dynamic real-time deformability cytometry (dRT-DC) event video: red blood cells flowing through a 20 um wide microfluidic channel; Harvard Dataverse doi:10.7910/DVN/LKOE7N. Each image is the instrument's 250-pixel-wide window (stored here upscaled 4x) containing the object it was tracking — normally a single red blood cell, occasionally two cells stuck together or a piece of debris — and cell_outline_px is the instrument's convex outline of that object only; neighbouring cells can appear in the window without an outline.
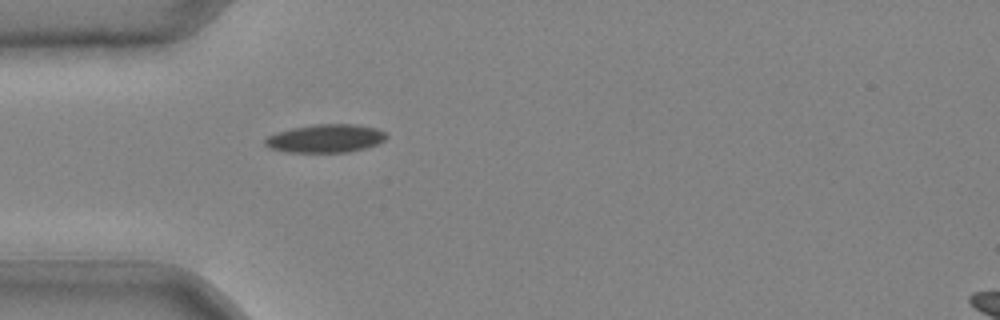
{"species": "common noctule bat (a hibernating species)", "species_latin": "Nyctalus noctula", "temperature_condition": "cold", "stored_images_in_passage": 28, "camera_frame_rate_fps": 3000, "um_per_image_px": 0.085, "animal": {"sex": "male", "body_mass_g": 20.4}, "frame": {"image": 1, "passage_image": 1, "time_ms": 0.0, "image_size_px": [1000, 320], "cell_outline_px": [[388, 136], [384, 140], [376, 144], [364, 148], [348, 152], [284, 152], [268, 148], [264, 144], [264, 140], [268, 136], [292, 128], [316, 124], [356, 124], [376, 128], [384, 132]], "centroid_in_image_um": [27.66, 11.77], "position_along_channel_um": 57.3, "area_um2": 19.88}}
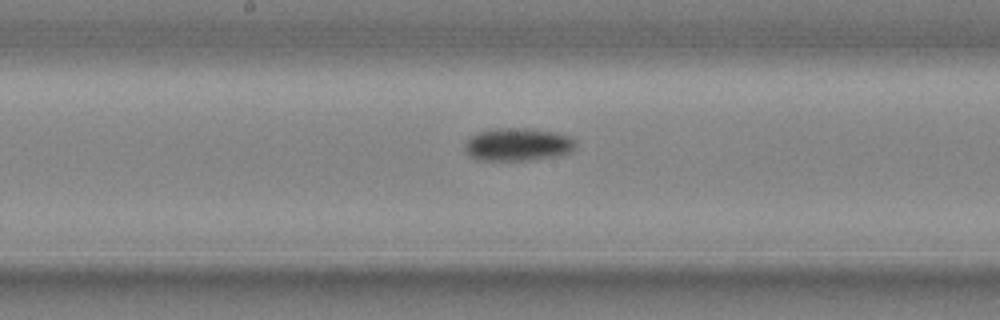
{"frame": {"image": 2, "passage_image": 11, "time_ms": 3.333, "image_size_px": [1000, 320], "cell_outline_px": [[576, 148], [572, 152], [560, 156], [528, 160], [480, 160], [472, 156], [464, 148], [464, 144], [476, 132], [492, 128], [528, 128], [556, 132], [568, 136], [576, 140]], "centroid_in_image_um": [44.07, 12.27], "position_along_channel_um": 204.1, "area_um2": 21.44}}
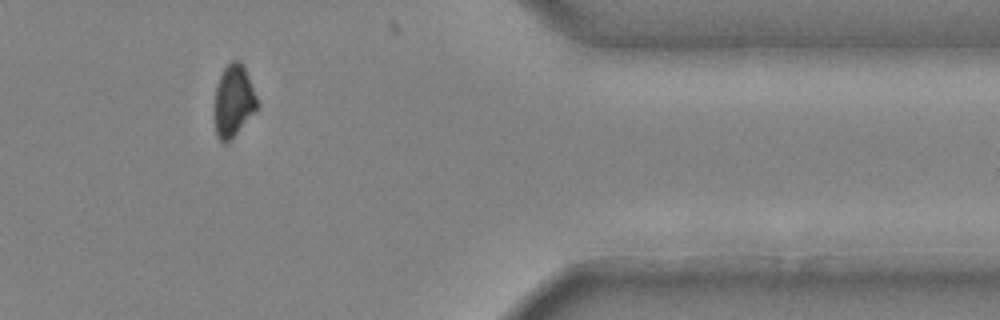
{"frame": {"image": 3, "passage_image": 25, "time_ms": 8.0, "image_size_px": [1000, 320], "cell_outline_px": [[260, 104], [232, 140], [228, 144], [224, 144], [216, 136], [212, 108], [216, 84], [224, 68], [232, 60], [240, 60], [248, 76]], "centroid_in_image_um": [19.8, 8.63], "position_along_channel_um": 391.6, "area_um2": 18.5}}